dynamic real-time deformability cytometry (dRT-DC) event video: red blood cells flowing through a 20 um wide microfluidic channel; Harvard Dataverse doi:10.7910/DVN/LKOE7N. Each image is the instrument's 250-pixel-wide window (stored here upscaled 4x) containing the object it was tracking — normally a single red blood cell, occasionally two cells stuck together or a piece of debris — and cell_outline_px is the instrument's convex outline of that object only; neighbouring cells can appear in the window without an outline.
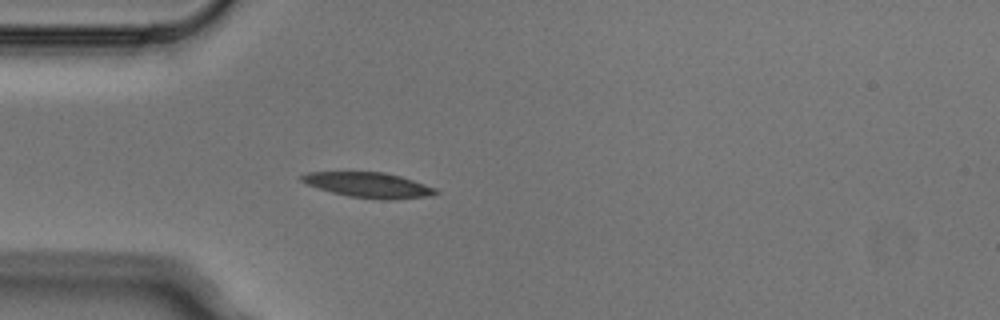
{"species": "Egyptian fruit bat (a non-hibernating species)", "species_latin": "Rousettus aegyptiacus", "temperature_condition": "cold", "stored_images_in_passage": 4, "camera_frame_rate_fps": 3000, "um_per_image_px": 0.085, "animal": {"sex": "male"}, "frame": {"image": 1, "passage_image": 4, "time_ms": 1.0, "image_size_px": [1000, 320], "cell_outline_px": [[440, 192], [428, 196], [396, 200], [384, 200], [348, 196], [332, 192], [308, 184], [300, 180], [300, 176], [308, 172], [384, 172], [400, 176], [436, 188]], "centroid_in_image_um": [31.36, 15.73], "position_along_channel_um": 53.6, "area_um2": 19.54}}